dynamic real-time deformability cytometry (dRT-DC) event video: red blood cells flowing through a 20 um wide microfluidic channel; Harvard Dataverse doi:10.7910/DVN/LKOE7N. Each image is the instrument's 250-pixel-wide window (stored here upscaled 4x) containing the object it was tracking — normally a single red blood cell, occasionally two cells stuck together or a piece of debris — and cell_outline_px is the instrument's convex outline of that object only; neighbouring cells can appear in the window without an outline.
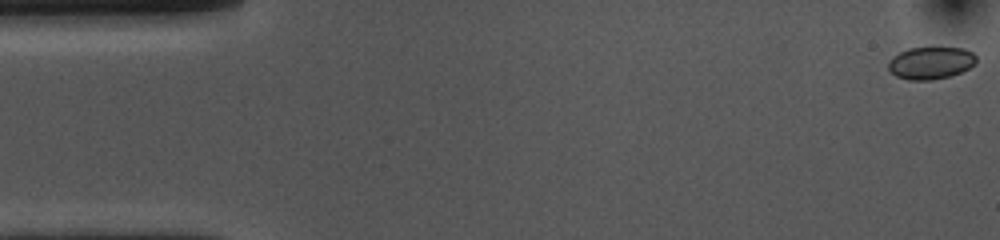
{"species": "common noctule bat (a hibernating species)", "species_latin": "Nyctalus noctula", "temperature_condition": "cold", "stored_images_in_passage": 54, "camera_frame_rate_fps": 3000, "um_per_image_px": 0.085, "animal": {"sex": "female", "body_mass_g": 10.0, "forearm_length_mm": 53.1}, "frame": {"image": 1, "passage_image": 1, "time_ms": 0.0, "image_size_px": [1000, 240], "cell_outline_px": [[976, 64], [960, 72], [948, 76], [932, 80], [908, 80], [896, 76], [888, 68], [888, 60], [892, 56], [908, 48], [964, 48], [972, 52], [976, 56]], "centroid_in_image_um": [79.09, 5.35], "position_along_channel_um": 5.9, "area_um2": 16.53}}
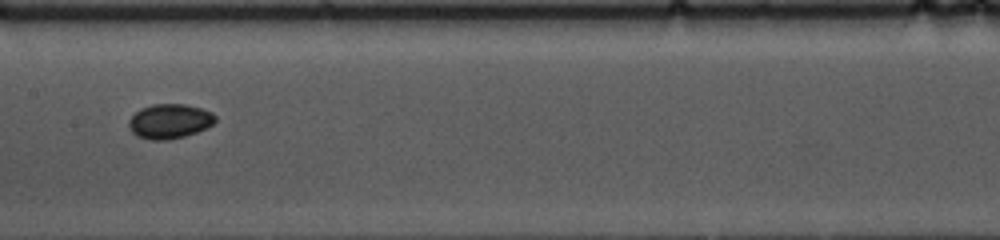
{"frame": {"image": 2, "passage_image": 26, "time_ms": 8.333, "image_size_px": [1000, 240], "cell_outline_px": [[216, 120], [212, 124], [196, 132], [184, 136], [168, 140], [152, 140], [136, 136], [132, 132], [128, 124], [128, 120], [140, 108], [152, 104], [184, 104], [200, 108], [212, 112], [216, 116]], "centroid_in_image_um": [14.39, 10.3], "position_along_channel_um": 193.0, "area_um2": 17.4}}
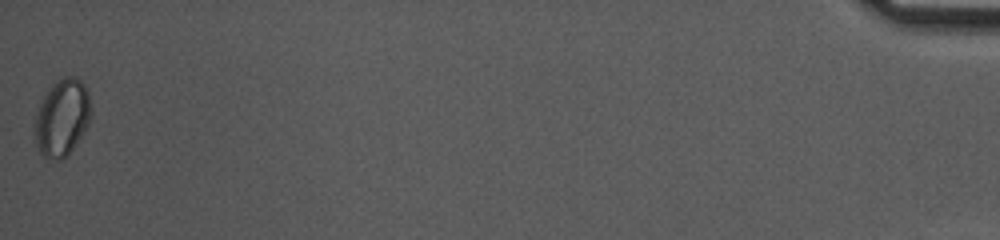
{"frame": {"image": 3, "passage_image": 54, "time_ms": 17.667, "image_size_px": [1000, 240], "cell_outline_px": [[92, 116], [84, 132], [68, 156], [60, 160], [48, 160], [40, 152], [36, 144], [32, 124], [40, 100], [48, 88], [60, 76], [76, 76], [84, 84], [88, 92], [92, 108]], "centroid_in_image_um": [5.26, 9.99], "position_along_channel_um": 429.9, "area_um2": 26.13}, "authors_computed_cell_mechanics": {"area_um2": 16.762, "velocity_mm_per_s": 3.6532, "shape_relaxation_time_tau1_ms": null, "shape_relaxation_time_tau2_ms": 2.2594, "deformation_change_tau1": null, "deformation_change_tau2": 0.0272}}